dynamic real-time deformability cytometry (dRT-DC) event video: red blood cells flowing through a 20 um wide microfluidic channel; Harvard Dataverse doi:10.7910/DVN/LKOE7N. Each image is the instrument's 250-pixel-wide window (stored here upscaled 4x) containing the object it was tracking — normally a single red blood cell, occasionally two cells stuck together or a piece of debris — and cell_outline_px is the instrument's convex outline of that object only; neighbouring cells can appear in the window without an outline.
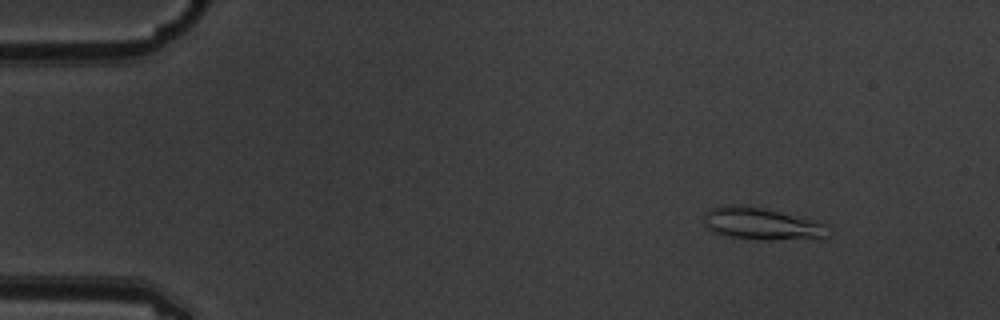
{"species": "common noctule bat (a hibernating species)", "species_latin": "Nyctalus noctula", "temperature_condition": "warm", "stored_images_in_passage": 4, "camera_frame_rate_fps": 3000, "um_per_image_px": 0.085, "animal": {"sex": "male", "body_mass_g": 19.5, "forearm_length_mm": 54.6}, "frame": {"image": 1, "passage_image": 1, "time_ms": 0.0, "image_size_px": [1000, 320], "cell_outline_px": [[832, 224], [828, 236], [768, 240], [764, 240], [724, 236], [708, 228], [704, 220], [704, 216], [712, 208], [720, 204], [752, 204]], "centroid_in_image_um": [64.79, 18.97], "position_along_channel_um": 20.2, "area_um2": 23.81}}
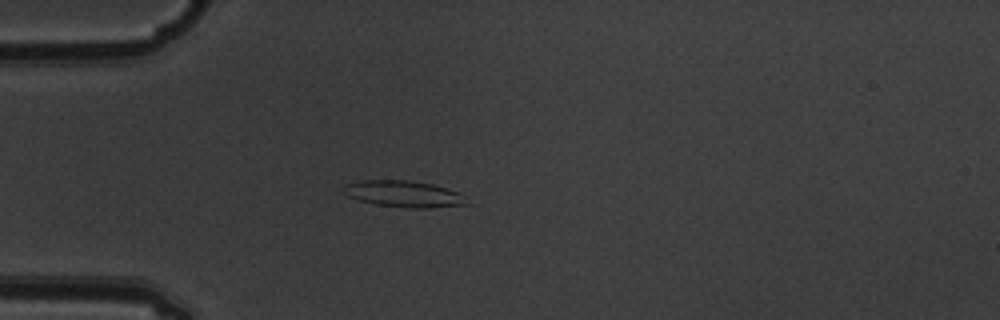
{"frame": {"image": 2, "passage_image": 3, "time_ms": 0.667, "image_size_px": [1000, 320], "cell_outline_px": [[472, 204], [428, 208], [408, 208], [376, 204], [360, 200], [348, 196], [344, 192], [344, 184], [360, 180], [408, 180], [432, 184], [456, 192]], "centroid_in_image_um": [34.3, 16.48], "position_along_channel_um": 50.7, "area_um2": 18.79}}